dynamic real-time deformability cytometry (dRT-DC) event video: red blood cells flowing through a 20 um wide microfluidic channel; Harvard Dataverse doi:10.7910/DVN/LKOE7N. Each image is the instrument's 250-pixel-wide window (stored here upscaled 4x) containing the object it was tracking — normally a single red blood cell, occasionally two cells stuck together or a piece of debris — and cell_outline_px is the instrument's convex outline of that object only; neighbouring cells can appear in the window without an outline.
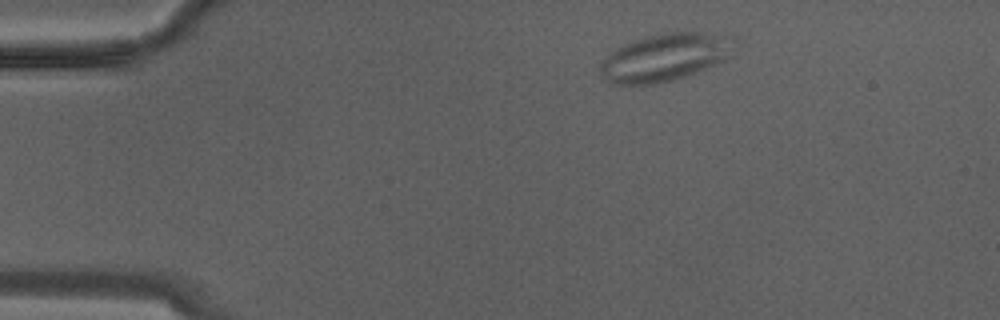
{"species": "Egyptian fruit bat (a non-hibernating species)", "species_latin": "Rousettus aegyptiacus", "temperature_condition": "warm", "stored_images_in_passage": 9, "camera_frame_rate_fps": 3000, "um_per_image_px": 0.085, "animal": {"sex": "male"}, "frame": {"image": 1, "passage_image": 1, "time_ms": 0.0, "image_size_px": [1000, 320], "cell_outline_px": [[736, 36], [732, 56], [724, 60], [696, 72], [672, 80], [656, 84], [612, 84], [600, 72], [600, 64], [616, 48], [624, 44], [644, 36], [668, 32], [732, 32]], "centroid_in_image_um": [56.64, 4.82], "position_along_channel_um": 28.4, "area_um2": 37.57}}
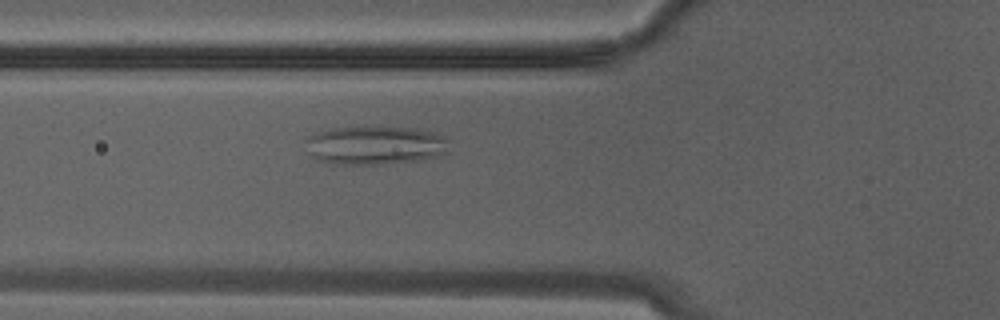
{"frame": {"image": 2, "passage_image": 7, "time_ms": 2.0, "image_size_px": [1000, 320], "cell_outline_px": [[448, 140], [444, 152], [436, 156], [420, 160], [380, 164], [332, 164], [316, 160], [308, 156], [304, 140], [304, 136], [312, 132], [332, 128], [416, 128], [432, 132], [444, 136]], "centroid_in_image_um": [31.74, 12.36], "position_along_channel_um": 94.1, "area_um2": 32.37}}